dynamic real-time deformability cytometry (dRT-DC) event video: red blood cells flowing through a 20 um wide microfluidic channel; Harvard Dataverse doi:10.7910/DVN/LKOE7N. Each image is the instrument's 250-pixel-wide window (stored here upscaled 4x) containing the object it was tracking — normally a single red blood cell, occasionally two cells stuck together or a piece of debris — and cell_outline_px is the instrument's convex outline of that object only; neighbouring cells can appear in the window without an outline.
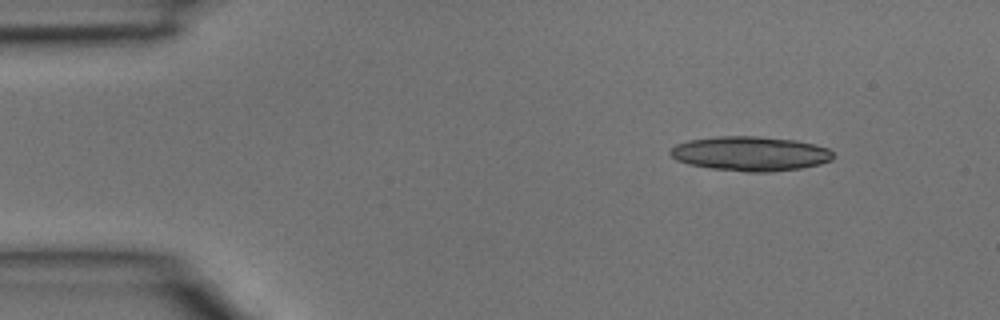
{"species": "common noctule bat (a hibernating species)", "species_latin": "Nyctalus noctula", "temperature_condition": "room temperature", "stored_images_in_passage": 4, "segment_of_instrument_passage": [1, 2], "camera_frame_rate_fps": 3000, "um_per_image_px": 0.085, "animal": {"sex": "male", "body_mass_g": 15.6}, "frame": {"image": 1, "passage_image": 1, "time_ms": 0.0, "image_size_px": [1000, 320], "cell_outline_px": [[836, 156], [832, 160], [820, 164], [800, 168], [772, 172], [744, 172], [708, 168], [688, 164], [676, 160], [668, 152], [676, 144], [688, 140], [716, 136], [756, 136], [796, 140], [816, 144], [828, 148]], "centroid_in_image_um": [63.79, 13.06], "position_along_channel_um": 21.2, "area_um2": 33.12}}